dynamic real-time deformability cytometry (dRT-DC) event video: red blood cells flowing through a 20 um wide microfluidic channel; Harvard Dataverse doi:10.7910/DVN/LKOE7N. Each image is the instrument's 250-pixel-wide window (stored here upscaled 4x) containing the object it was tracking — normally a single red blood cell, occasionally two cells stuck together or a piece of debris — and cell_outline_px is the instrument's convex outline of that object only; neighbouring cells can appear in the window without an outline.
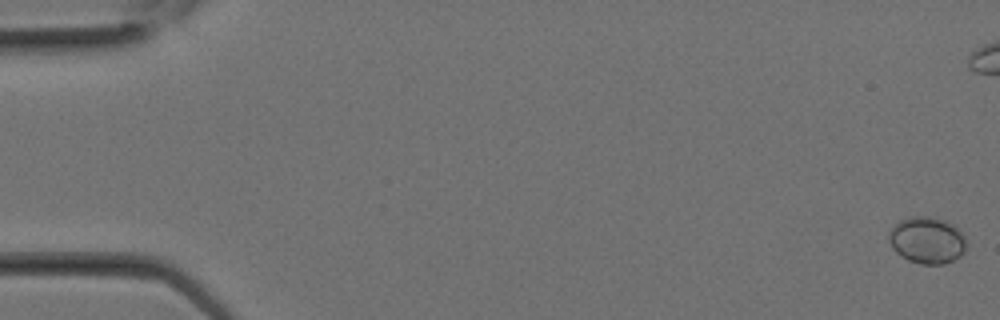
{"species": "Egyptian fruit bat (a non-hibernating species)", "species_latin": "Rousettus aegyptiacus", "temperature_condition": "room temperature", "stored_images_in_passage": 12, "camera_frame_rate_fps": 3000, "um_per_image_px": 0.085, "animal": {"sex": "female"}, "frame": {"image": 1, "passage_image": 1, "time_ms": 0.0, "image_size_px": [1000, 320], "cell_outline_px": [[964, 252], [960, 256], [944, 264], [920, 264], [908, 260], [900, 256], [892, 248], [888, 240], [888, 232], [900, 220], [912, 216], [928, 216], [944, 220], [956, 228], [964, 236]], "centroid_in_image_um": [78.75, 20.43], "position_along_channel_um": 6.3, "area_um2": 20.92}}
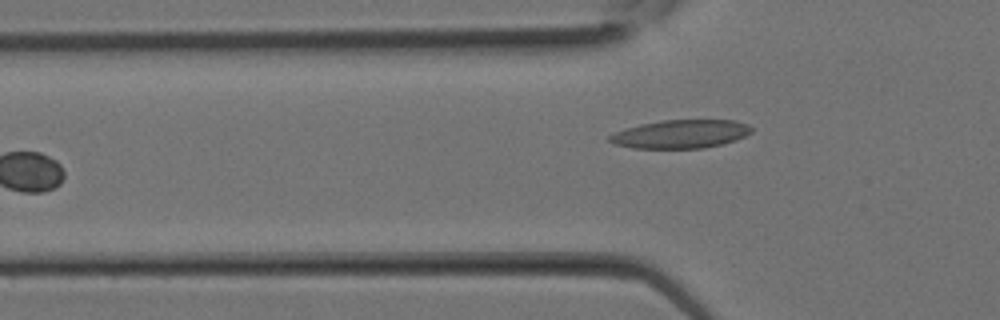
{"frame": {"image": 2, "passage_image": 12, "time_ms": 3.667, "image_size_px": [1000, 320], "cell_outline_px": [[752, 132], [736, 140], [724, 144], [704, 148], [632, 148], [612, 144], [608, 140], [608, 136], [616, 132], [640, 124], [664, 120], [736, 120], [748, 124], [752, 128]], "centroid_in_image_um": [57.87, 11.4], "position_along_channel_um": 67.9, "area_um2": 23.58}}